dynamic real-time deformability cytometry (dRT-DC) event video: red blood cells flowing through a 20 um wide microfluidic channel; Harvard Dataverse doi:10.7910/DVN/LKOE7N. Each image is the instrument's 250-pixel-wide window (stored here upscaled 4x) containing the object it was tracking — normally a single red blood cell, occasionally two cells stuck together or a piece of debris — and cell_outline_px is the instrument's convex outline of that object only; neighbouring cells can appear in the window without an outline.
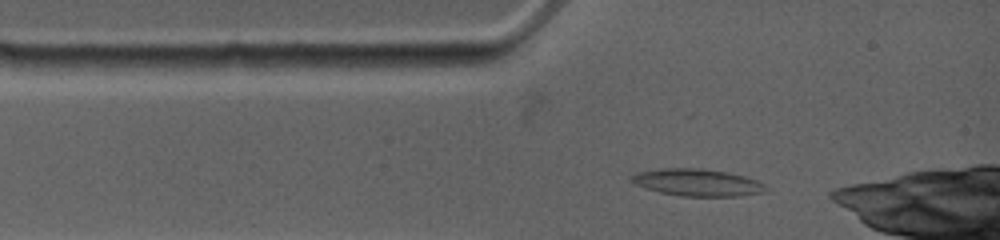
{"species": "common noctule bat (a hibernating species)", "species_latin": "Nyctalus noctula", "temperature_condition": "warm", "stored_images_in_passage": 24, "camera_frame_rate_fps": 4500, "um_per_image_px": 0.085, "animal": {"sex": "female", "body_mass_g": 19.0, "forearm_length_mm": 53.3}, "frame": {"image": 1, "passage_image": 2, "time_ms": 0.444, "image_size_px": [1000, 240], "cell_outline_px": [[768, 188], [764, 192], [736, 196], [680, 196], [660, 192], [632, 184], [628, 180], [636, 172], [660, 168], [704, 168], [744, 176], [756, 180], [764, 184]], "centroid_in_image_um": [59.21, 15.51], "position_along_channel_um": 25.8, "area_um2": 21.27}}
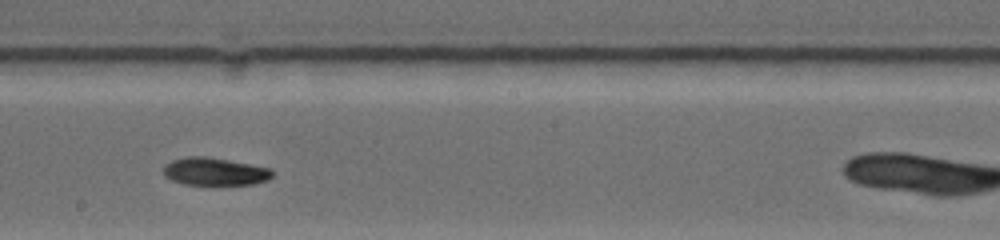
{"frame": {"image": 2, "passage_image": 13, "time_ms": 6.0, "image_size_px": [1000, 240], "cell_outline_px": [[276, 172], [268, 180], [252, 184], [216, 188], [212, 188], [184, 184], [172, 180], [164, 176], [164, 164], [172, 160], [188, 156], [204, 156], [228, 160], [272, 168]], "centroid_in_image_um": [18.28, 14.64], "position_along_channel_um": 229.9, "area_um2": 18.61}}
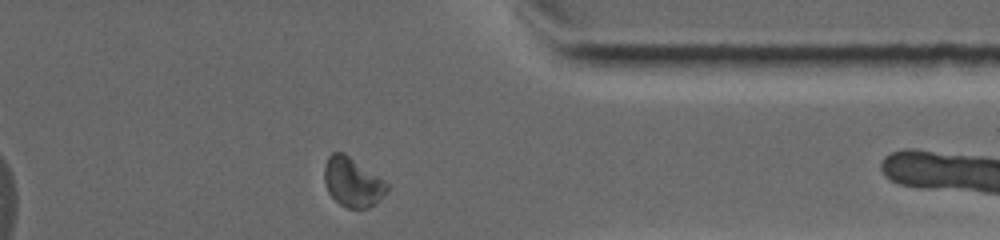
{"frame": {"image": 3, "passage_image": 22, "time_ms": 10.222, "image_size_px": [1000, 240], "cell_outline_px": [[388, 188], [376, 204], [368, 208], [348, 208], [340, 204], [328, 192], [324, 184], [324, 164], [328, 156], [332, 152], [344, 152], [384, 180], [388, 184]], "centroid_in_image_um": [29.94, 15.47], "position_along_channel_um": 381.5, "area_um2": 17.98}}